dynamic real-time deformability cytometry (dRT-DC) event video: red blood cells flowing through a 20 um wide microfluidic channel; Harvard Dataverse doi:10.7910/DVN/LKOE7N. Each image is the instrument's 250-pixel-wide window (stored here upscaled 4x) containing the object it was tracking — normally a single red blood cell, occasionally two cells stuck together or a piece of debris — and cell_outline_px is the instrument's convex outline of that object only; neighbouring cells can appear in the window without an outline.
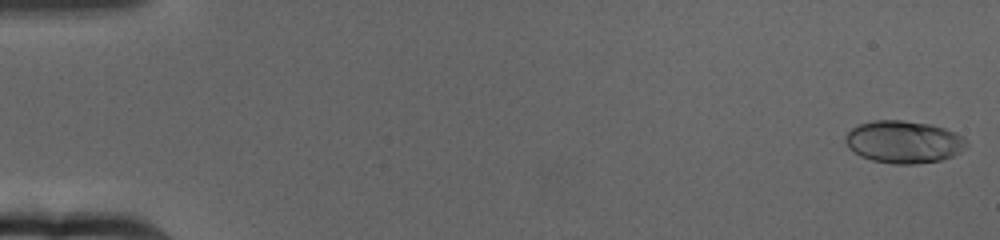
{"species": "human", "species_latin": "Homo sapiens", "temperature_condition": "cold", "stored_images_in_passage": 65, "camera_frame_rate_fps": 3000, "um_per_image_px": 0.085, "donor": {"sex": "female"}, "frame": {"image": 1, "passage_image": 1, "time_ms": 0.0, "image_size_px": [1000, 240], "cell_outline_px": [[968, 148], [952, 156], [940, 160], [916, 164], [892, 164], [872, 160], [860, 156], [848, 148], [844, 140], [844, 136], [852, 128], [860, 124], [872, 120], [900, 120], [932, 124], [956, 132], [964, 136], [968, 140]], "centroid_in_image_um": [76.84, 12.06], "position_along_channel_um": 8.2, "area_um2": 30.35}}
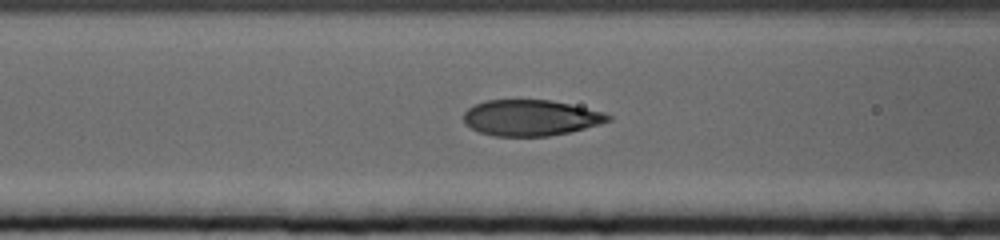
{"frame": {"image": 2, "passage_image": 27, "time_ms": 8.667, "image_size_px": [1000, 240], "cell_outline_px": [[612, 120], [600, 124], [568, 132], [548, 136], [496, 136], [480, 132], [472, 128], [464, 120], [464, 112], [468, 108], [476, 104], [488, 100], [552, 100], [604, 112], [612, 116]], "centroid_in_image_um": [45.14, 10.01], "position_along_channel_um": 121.5, "area_um2": 30.0}}
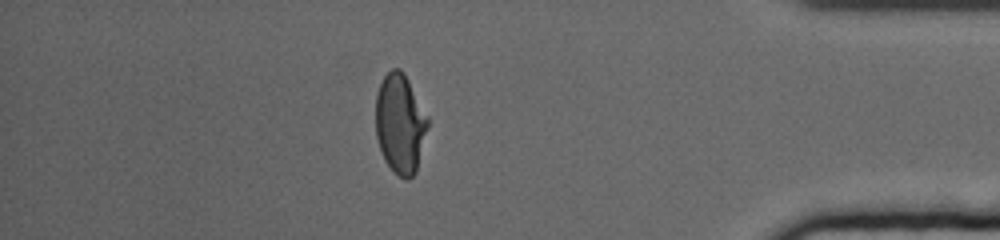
{"frame": {"image": 3, "passage_image": 57, "time_ms": 18.667, "image_size_px": [1000, 240], "cell_outline_px": [[428, 124], [416, 172], [408, 180], [392, 172], [384, 160], [376, 136], [376, 92], [384, 76], [392, 68], [400, 68], [404, 72], [428, 116]], "centroid_in_image_um": [34.0, 10.51], "position_along_channel_um": 401.2, "area_um2": 30.23}, "authors_computed_cell_mechanics": {"area_um2": 30.923, "velocity_mm_per_s": 3.145, "shape_relaxation_time_tau1_ms": 5.7778, "shape_relaxation_time_tau2_ms": null, "deformation_change_tau1": 0.1983, "deformation_change_tau2": null}}